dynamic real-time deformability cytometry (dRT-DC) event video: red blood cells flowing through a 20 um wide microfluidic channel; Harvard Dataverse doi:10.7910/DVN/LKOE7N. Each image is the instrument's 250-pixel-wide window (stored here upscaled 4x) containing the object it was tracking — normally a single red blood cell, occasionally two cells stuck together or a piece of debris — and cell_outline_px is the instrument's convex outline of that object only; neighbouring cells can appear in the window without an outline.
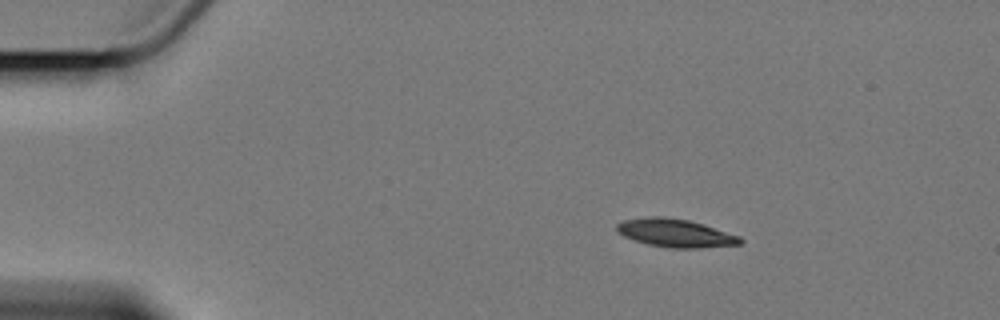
{"species": "Egyptian fruit bat (a non-hibernating species)", "species_latin": "Rousettus aegyptiacus", "temperature_condition": "cold", "stored_images_in_passage": 6, "camera_frame_rate_fps": 3000, "um_per_image_px": 0.085, "animal": {"sex": "female"}, "frame": {"image": 1, "passage_image": 3, "time_ms": 2.333, "image_size_px": [1000, 320], "cell_outline_px": [[744, 240], [740, 244], [700, 248], [668, 248], [648, 244], [624, 236], [616, 232], [616, 224], [624, 220], [648, 216], [664, 216], [688, 220], [704, 224], [740, 236]], "centroid_in_image_um": [57.41, 19.8], "position_along_channel_um": 27.6, "area_um2": 20.35}}